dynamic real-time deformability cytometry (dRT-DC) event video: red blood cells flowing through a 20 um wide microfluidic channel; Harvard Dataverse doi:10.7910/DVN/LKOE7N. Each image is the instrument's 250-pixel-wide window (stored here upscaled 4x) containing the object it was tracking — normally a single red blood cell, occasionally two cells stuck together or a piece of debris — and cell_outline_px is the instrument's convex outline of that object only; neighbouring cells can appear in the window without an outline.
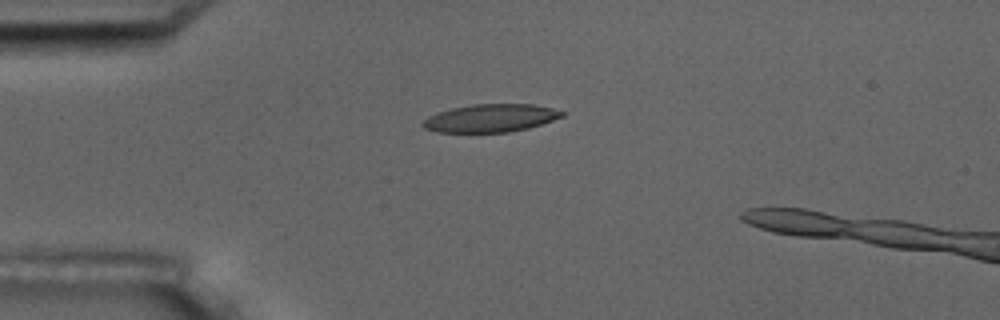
{"species": "common noctule bat (a hibernating species)", "species_latin": "Nyctalus noctula", "temperature_condition": "room temperature", "stored_images_in_passage": 8, "camera_frame_rate_fps": 3000, "um_per_image_px": 0.085, "animal": {"sex": "male", "body_mass_g": 17.5, "forearm_length_mm": 52.3}, "frame": {"image": 1, "passage_image": 1, "time_ms": 0.0, "image_size_px": [1000, 320], "cell_outline_px": [[564, 116], [528, 128], [508, 132], [436, 132], [424, 128], [420, 124], [428, 116], [452, 108], [472, 104], [532, 104], [552, 108], [564, 112]], "centroid_in_image_um": [41.68, 10.04], "position_along_channel_um": 43.3, "area_um2": 22.48}}
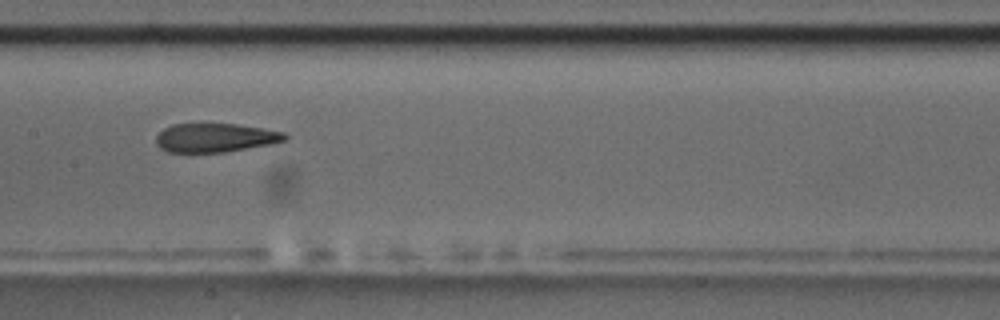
{"frame": {"image": 2, "passage_image": 5, "time_ms": 4.667, "image_size_px": [1000, 320], "cell_outline_px": [[288, 136], [284, 140], [272, 144], [224, 152], [168, 152], [160, 148], [156, 144], [156, 136], [164, 128], [172, 124], [236, 124], [284, 132]], "centroid_in_image_um": [18.27, 11.71], "position_along_channel_um": 189.1, "area_um2": 21.5}}
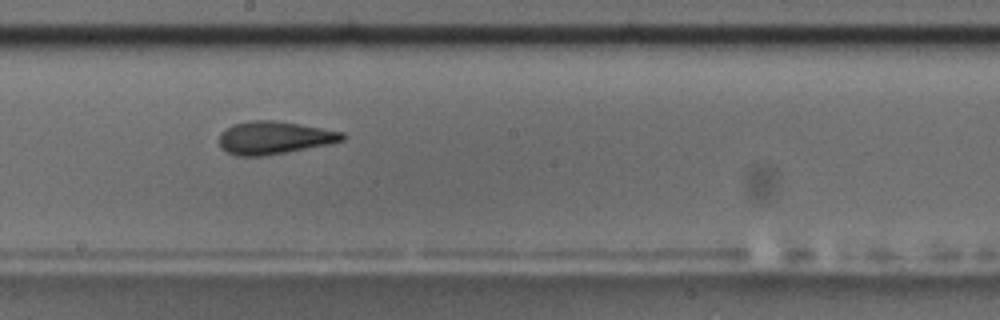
{"frame": {"image": 3, "passage_image": 6, "time_ms": 5.667, "image_size_px": [1000, 320], "cell_outline_px": [[348, 136], [344, 140], [328, 144], [288, 152], [264, 156], [236, 156], [220, 148], [220, 132], [232, 124], [252, 120], [276, 120], [300, 124], [344, 132]], "centroid_in_image_um": [23.31, 11.7], "position_along_channel_um": 224.9, "area_um2": 23.76}}